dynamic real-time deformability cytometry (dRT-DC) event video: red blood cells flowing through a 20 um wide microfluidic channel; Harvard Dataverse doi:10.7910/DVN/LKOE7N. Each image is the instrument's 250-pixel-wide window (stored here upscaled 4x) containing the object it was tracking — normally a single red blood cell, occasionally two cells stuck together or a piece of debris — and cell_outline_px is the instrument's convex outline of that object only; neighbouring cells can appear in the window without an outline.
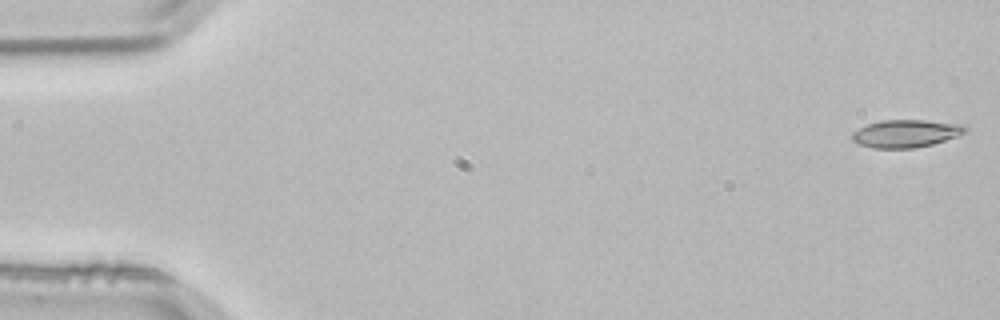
{"species": "common noctule bat (a hibernating species)", "species_latin": "Nyctalus noctula", "temperature_condition": "room temperature", "stored_images_in_passage": 4, "camera_frame_rate_fps": 3000, "um_per_image_px": 0.085, "animal": {"sex": "male", "body_mass_g": 21.5, "forearm_length_mm": 52.0}, "frame": {"image": 1, "passage_image": 1, "time_ms": 0.0, "image_size_px": [1000, 320], "cell_outline_px": [[968, 132], [932, 144], [916, 148], [872, 148], [860, 144], [852, 140], [852, 132], [868, 124], [880, 120], [924, 120], [964, 124], [968, 128]], "centroid_in_image_um": [77.03, 11.34], "position_along_channel_um": 8.0, "area_um2": 18.26}}